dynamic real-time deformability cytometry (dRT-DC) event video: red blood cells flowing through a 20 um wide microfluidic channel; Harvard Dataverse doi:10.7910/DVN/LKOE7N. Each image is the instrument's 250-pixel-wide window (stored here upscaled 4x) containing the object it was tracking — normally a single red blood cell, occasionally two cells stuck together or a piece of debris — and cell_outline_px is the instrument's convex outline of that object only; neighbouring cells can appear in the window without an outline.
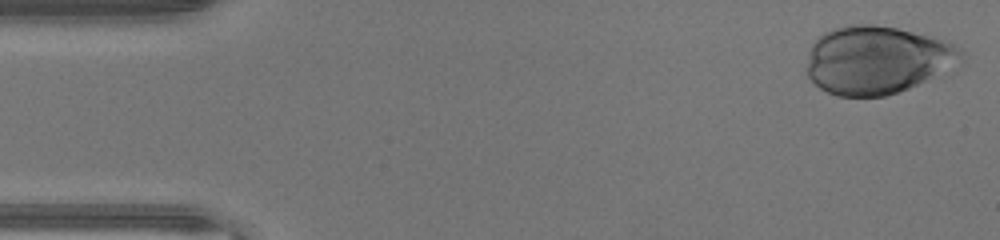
{"species": "human", "species_latin": "Homo sapiens", "temperature_condition": "warm", "stored_images_in_passage": 35, "camera_frame_rate_fps": 3000, "um_per_image_px": 0.085, "donor": {"sex": "male"}, "frame": {"image": 1, "passage_image": 1, "time_ms": 0.0, "image_size_px": [1000, 240], "cell_outline_px": [[964, 60], [908, 88], [884, 96], [836, 96], [820, 88], [804, 72], [804, 68], [808, 52], [812, 44], [824, 32], [836, 28], [852, 24], [872, 24], [896, 28], [932, 36], [948, 40], [960, 48], [964, 52]], "centroid_in_image_um": [74.51, 5.08], "position_along_channel_um": 10.5, "area_um2": 61.09}}
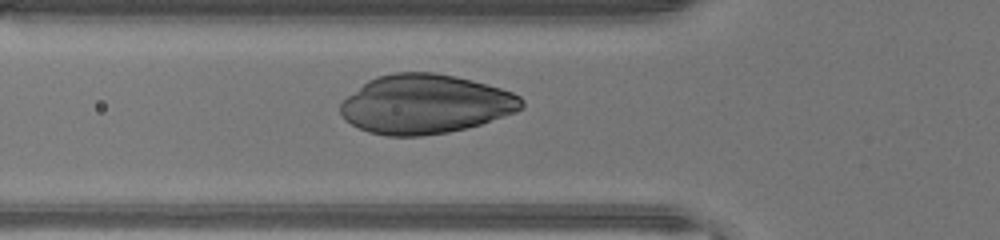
{"frame": {"image": 2, "passage_image": 15, "time_ms": 4.667, "image_size_px": [1000, 240], "cell_outline_px": [[524, 108], [516, 112], [480, 124], [448, 132], [424, 136], [388, 136], [368, 132], [344, 120], [340, 112], [340, 104], [348, 96], [368, 80], [376, 76], [392, 72], [432, 72], [456, 76], [472, 80], [500, 88], [512, 92], [520, 96], [524, 100]], "centroid_in_image_um": [36.15, 8.85], "position_along_channel_um": 89.6, "area_um2": 62.54}}
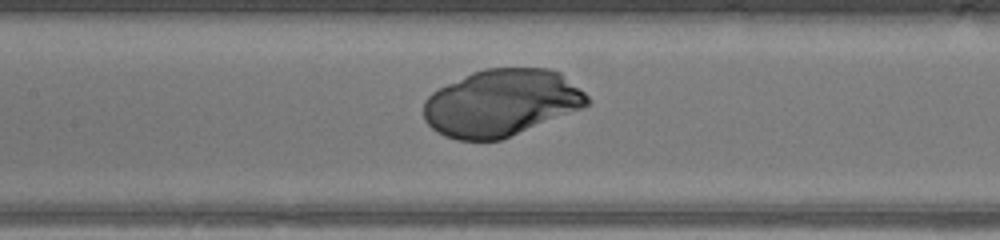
{"frame": {"image": 3, "passage_image": 20, "time_ms": 6.333, "image_size_px": [1000, 240], "cell_outline_px": [[592, 104], [500, 140], [456, 140], [444, 136], [436, 132], [424, 120], [424, 100], [432, 92], [472, 72], [484, 68], [552, 68], [560, 72], [584, 92], [592, 100]], "centroid_in_image_um": [42.61, 8.74], "position_along_channel_um": 164.8, "area_um2": 63.7}}